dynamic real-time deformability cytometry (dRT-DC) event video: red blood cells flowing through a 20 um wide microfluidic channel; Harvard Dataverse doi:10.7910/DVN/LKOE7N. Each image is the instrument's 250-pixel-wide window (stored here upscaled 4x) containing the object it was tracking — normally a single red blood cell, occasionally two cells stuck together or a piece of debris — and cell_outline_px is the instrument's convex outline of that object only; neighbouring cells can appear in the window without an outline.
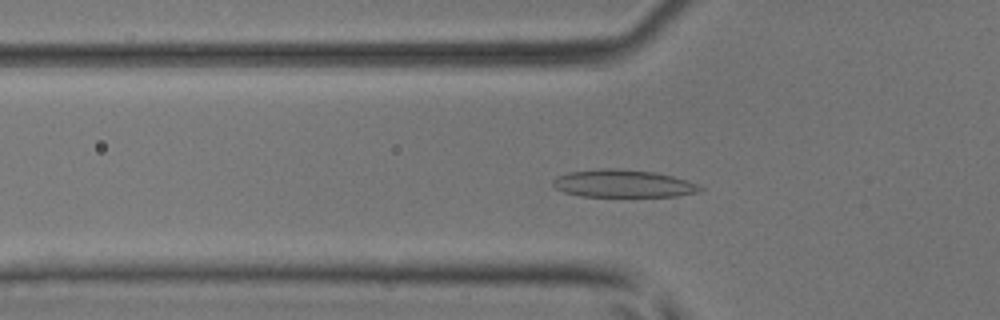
{"species": "common noctule bat (a hibernating species)", "species_latin": "Nyctalus noctula", "temperature_condition": "room temperature", "stored_images_in_passage": 21, "camera_frame_rate_fps": 3000, "um_per_image_px": 0.085, "animal": {"sex": "male", "body_mass_g": 17.9, "forearm_length_mm": 54.2}, "frame": {"image": 1, "passage_image": 18, "time_ms": 5.667, "image_size_px": [1000, 320], "cell_outline_px": [[704, 188], [700, 192], [676, 196], [580, 196], [564, 192], [556, 188], [552, 184], [552, 180], [556, 176], [568, 172], [600, 168], [616, 168], [656, 172], [688, 180]], "centroid_in_image_um": [52.95, 15.59], "position_along_channel_um": 72.8, "area_um2": 23.81}}